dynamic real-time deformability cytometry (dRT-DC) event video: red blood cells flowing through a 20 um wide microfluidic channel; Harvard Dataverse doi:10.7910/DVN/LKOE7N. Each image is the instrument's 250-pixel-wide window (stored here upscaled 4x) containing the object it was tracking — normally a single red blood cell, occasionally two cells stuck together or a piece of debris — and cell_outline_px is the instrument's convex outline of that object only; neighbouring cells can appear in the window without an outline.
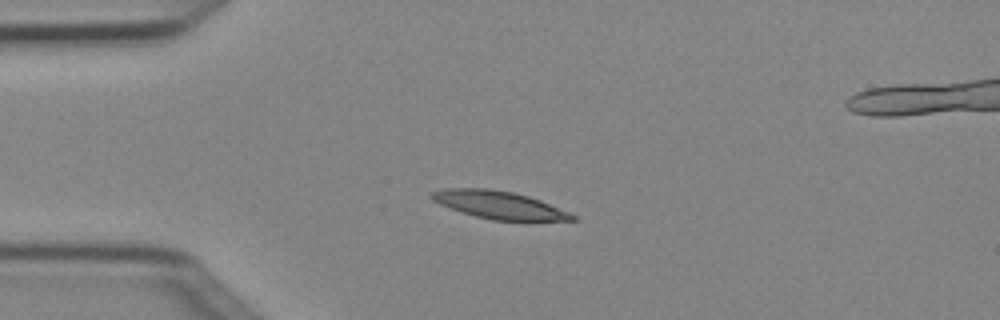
{"species": "Egyptian fruit bat (a non-hibernating species)", "species_latin": "Rousettus aegyptiacus", "temperature_condition": "cold", "stored_images_in_passage": 6, "camera_frame_rate_fps": 3000, "um_per_image_px": 0.085, "animal": {"sex": "female"}, "frame": {"image": 1, "passage_image": 3, "time_ms": 0.667, "image_size_px": [1000, 320], "cell_outline_px": [[576, 220], [492, 220], [476, 216], [440, 204], [432, 200], [428, 196], [432, 192], [444, 188], [488, 188], [512, 192], [528, 196], [540, 200], [568, 212], [576, 216]], "centroid_in_image_um": [42.38, 17.4], "position_along_channel_um": 42.6, "area_um2": 22.31}}
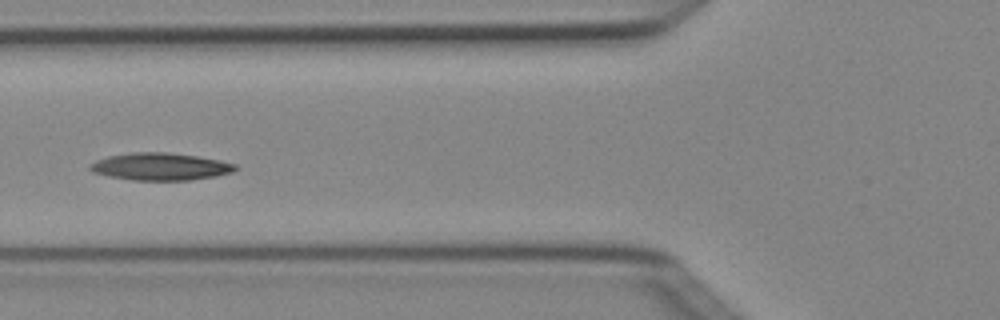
{"frame": {"image": 2, "passage_image": 5, "time_ms": 1.333, "image_size_px": [1000, 320], "cell_outline_px": [[236, 168], [232, 172], [216, 176], [188, 180], [132, 180], [108, 176], [92, 172], [88, 168], [96, 160], [108, 156], [132, 152], [168, 152], [196, 156], [220, 160], [236, 164]], "centroid_in_image_um": [13.62, 14.16], "position_along_channel_um": 112.2, "area_um2": 23.06}}
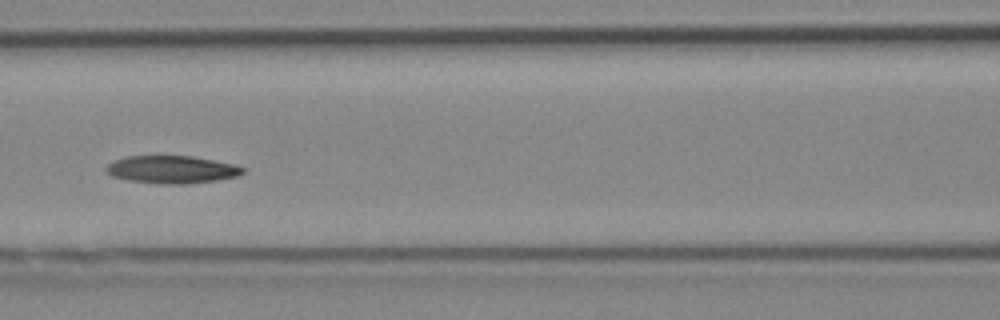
{"frame": {"image": 3, "passage_image": 6, "time_ms": 1.667, "image_size_px": [1000, 320], "cell_outline_px": [[248, 168], [244, 172], [236, 176], [216, 180], [188, 184], [160, 184], [128, 180], [112, 176], [104, 168], [112, 160], [128, 156], [192, 156], [232, 164]], "centroid_in_image_um": [14.59, 14.41], "position_along_channel_um": 152.0, "area_um2": 22.02}}